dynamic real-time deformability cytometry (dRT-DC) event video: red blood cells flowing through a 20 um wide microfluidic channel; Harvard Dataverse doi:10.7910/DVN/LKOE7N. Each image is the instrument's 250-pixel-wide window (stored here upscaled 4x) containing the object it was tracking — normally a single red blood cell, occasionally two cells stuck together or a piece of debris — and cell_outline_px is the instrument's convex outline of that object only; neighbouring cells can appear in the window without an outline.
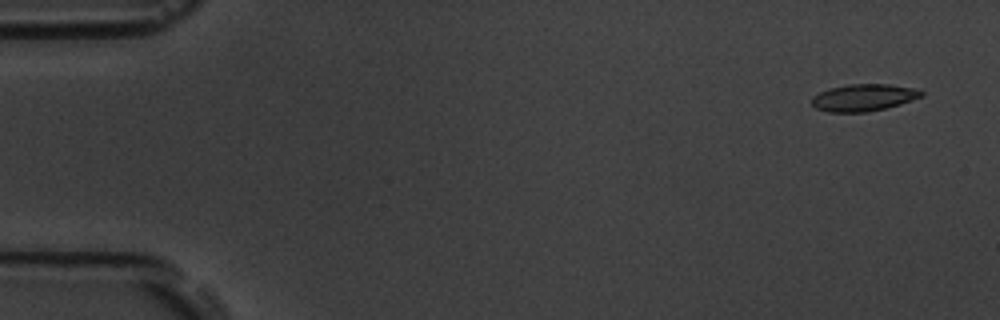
{"species": "common noctule bat (a hibernating species)", "species_latin": "Nyctalus noctula", "temperature_condition": "room temperature", "stored_images_in_passage": 5, "camera_frame_rate_fps": 3000, "um_per_image_px": 0.085, "animal": {"sex": "male", "body_mass_g": 19.5, "forearm_length_mm": 54.6}, "frame": {"image": 1, "passage_image": 1, "time_ms": 0.0, "image_size_px": [1000, 320], "cell_outline_px": [[924, 96], [900, 104], [868, 112], [828, 112], [816, 108], [812, 104], [812, 96], [820, 92], [832, 88], [848, 84], [892, 84], [912, 88], [924, 92]], "centroid_in_image_um": [73.41, 8.29], "position_along_channel_um": 11.6, "area_um2": 17.17}}
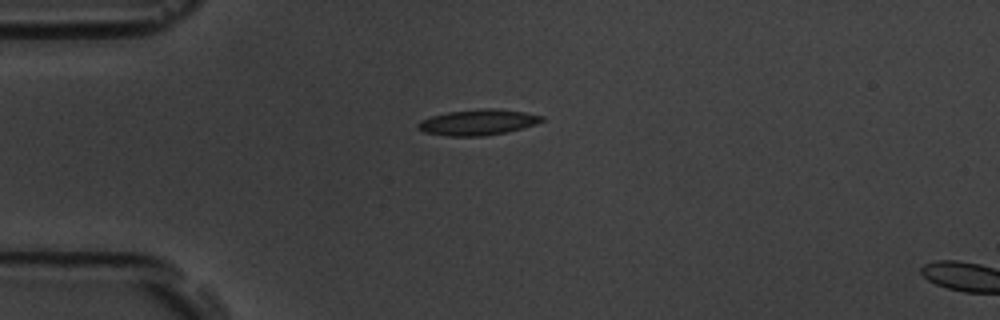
{"frame": {"image": 2, "passage_image": 4, "time_ms": 1.0, "image_size_px": [1000, 320], "cell_outline_px": [[544, 120], [536, 124], [508, 132], [484, 136], [448, 136], [424, 132], [416, 128], [416, 124], [420, 120], [432, 116], [448, 112], [480, 108], [496, 108], [524, 112], [544, 116]], "centroid_in_image_um": [40.61, 10.39], "position_along_channel_um": 44.4, "area_um2": 18.73}}